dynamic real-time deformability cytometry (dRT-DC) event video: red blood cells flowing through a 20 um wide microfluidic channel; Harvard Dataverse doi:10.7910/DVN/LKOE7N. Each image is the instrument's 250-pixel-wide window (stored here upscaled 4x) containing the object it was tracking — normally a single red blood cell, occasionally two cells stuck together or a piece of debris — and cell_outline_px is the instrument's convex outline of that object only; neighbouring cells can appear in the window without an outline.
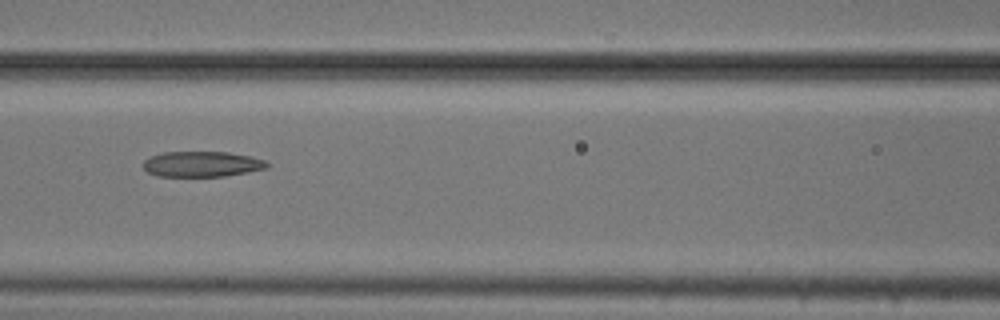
{"species": "common noctule bat (a hibernating species)", "species_latin": "Nyctalus noctula", "temperature_condition": "cold", "stored_images_in_passage": 8, "camera_frame_rate_fps": 3000, "um_per_image_px": 0.085, "animal": {"sex": "male", "body_mass_g": 20.5, "forearm_length_mm": 52.5}, "frame": {"image": 1, "passage_image": 6, "time_ms": 1.667, "image_size_px": [1000, 320], "cell_outline_px": [[268, 168], [224, 176], [156, 176], [148, 172], [144, 168], [144, 160], [152, 156], [164, 152], [228, 152], [252, 156], [264, 160], [268, 164]], "centroid_in_image_um": [17.17, 13.94], "position_along_channel_um": 149.4, "area_um2": 18.26}}
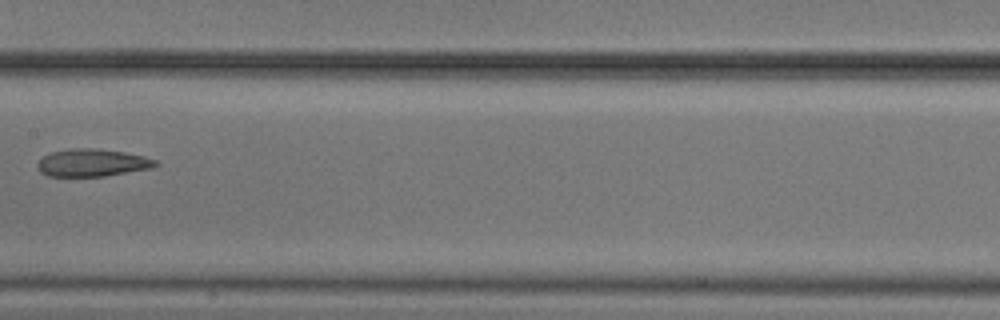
{"frame": {"image": 2, "passage_image": 7, "time_ms": 2.0, "image_size_px": [1000, 320], "cell_outline_px": [[160, 164], [152, 168], [104, 176], [48, 176], [40, 172], [36, 164], [44, 156], [52, 152], [72, 148], [96, 148], [124, 152], [144, 156], [156, 160]], "centroid_in_image_um": [7.86, 13.83], "position_along_channel_um": 199.5, "area_um2": 18.9}}
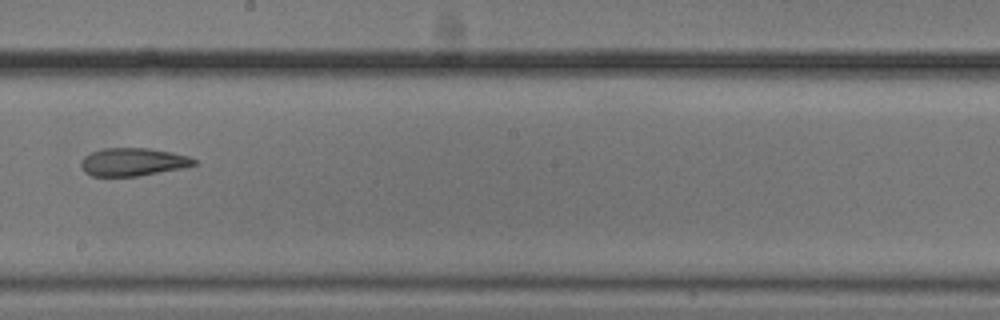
{"frame": {"image": 3, "passage_image": 8, "time_ms": 2.333, "image_size_px": [1000, 320], "cell_outline_px": [[196, 164], [184, 168], [136, 176], [92, 176], [84, 172], [80, 164], [80, 160], [84, 156], [92, 152], [104, 148], [148, 148], [172, 152], [188, 156], [196, 160]], "centroid_in_image_um": [11.28, 13.76], "position_along_channel_um": 236.9, "area_um2": 18.44}}